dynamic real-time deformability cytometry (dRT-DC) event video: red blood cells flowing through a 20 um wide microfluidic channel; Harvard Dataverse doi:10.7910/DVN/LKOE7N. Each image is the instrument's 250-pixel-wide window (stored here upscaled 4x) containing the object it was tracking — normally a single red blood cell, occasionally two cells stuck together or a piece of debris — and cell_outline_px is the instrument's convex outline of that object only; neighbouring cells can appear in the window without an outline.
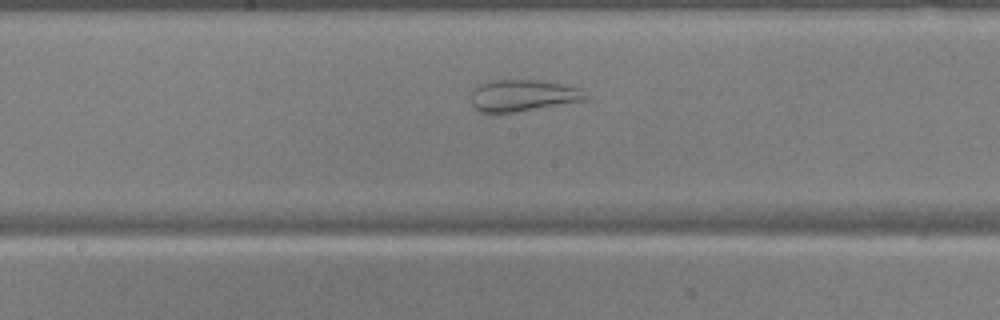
{"species": "common noctule bat (a hibernating species)", "species_latin": "Nyctalus noctula", "temperature_condition": "warm", "stored_images_in_passage": 40, "camera_frame_rate_fps": 3000, "um_per_image_px": 0.085, "animal": {"sex": "male", "body_mass_g": 17.9, "forearm_length_mm": 54.2}, "frame": {"image": 1, "passage_image": 21, "time_ms": 6.667, "image_size_px": [1000, 320], "cell_outline_px": [[588, 100], [516, 112], [480, 112], [472, 104], [472, 92], [480, 84], [488, 80], [536, 80], [560, 84], [580, 88], [588, 96]], "centroid_in_image_um": [44.47, 8.12], "position_along_channel_um": 203.7, "area_um2": 20.98}}
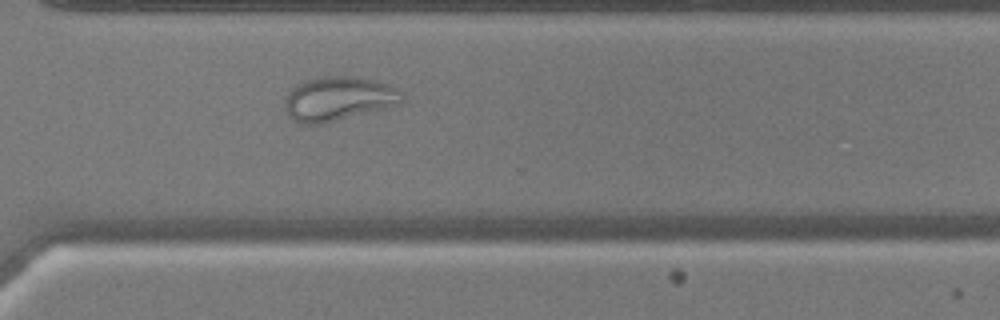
{"frame": {"image": 2, "passage_image": 32, "time_ms": 10.333, "image_size_px": [1000, 320], "cell_outline_px": [[404, 100], [384, 108], [324, 124], [296, 124], [288, 116], [284, 104], [288, 92], [296, 84], [304, 80], [316, 76], [352, 76], [372, 80], [388, 84], [404, 92]], "centroid_in_image_um": [28.71, 8.39], "position_along_channel_um": 341.9, "area_um2": 30.4}}
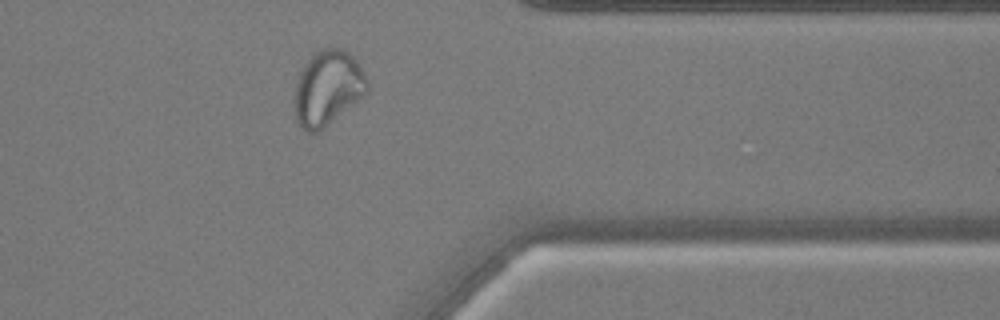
{"frame": {"image": 3, "passage_image": 36, "time_ms": 11.667, "image_size_px": [1000, 320], "cell_outline_px": [[368, 92], [364, 96], [324, 128], [316, 132], [308, 132], [296, 120], [296, 84], [300, 68], [316, 52], [324, 48], [344, 48], [356, 60], [368, 80]], "centroid_in_image_um": [27.88, 7.46], "position_along_channel_um": 383.5, "area_um2": 31.44}, "authors_computed_cell_mechanics": {"area_um2": 29.9693, "velocity_mm_per_s": 3.7807, "shape_relaxation_time_tau1_ms": null, "shape_relaxation_time_tau2_ms": 1.2215, "deformation_change_tau1": null, "deformation_change_tau2": 0.0852}}